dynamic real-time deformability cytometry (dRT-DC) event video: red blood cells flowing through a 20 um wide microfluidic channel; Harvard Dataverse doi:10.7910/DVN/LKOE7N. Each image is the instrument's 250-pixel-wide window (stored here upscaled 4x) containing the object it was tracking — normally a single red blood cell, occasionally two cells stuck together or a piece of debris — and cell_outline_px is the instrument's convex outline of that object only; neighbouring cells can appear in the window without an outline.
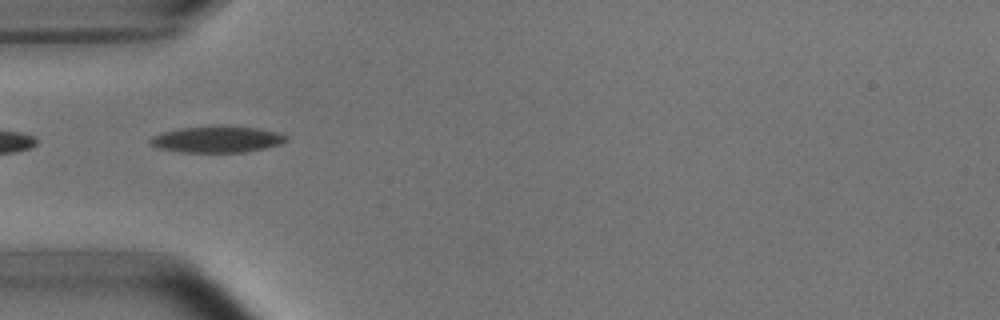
{"species": "common noctule bat (a hibernating species)", "species_latin": "Nyctalus noctula", "temperature_condition": "room temperature", "stored_images_in_passage": 8, "camera_frame_rate_fps": 3000, "um_per_image_px": 0.085, "animal": {"sex": "male", "body_mass_g": 15.6}, "frame": {"image": 1, "passage_image": 3, "time_ms": 2.333, "image_size_px": [1000, 320], "cell_outline_px": [[288, 140], [280, 144], [268, 148], [244, 152], [180, 152], [156, 148], [148, 144], [148, 140], [152, 136], [160, 132], [180, 128], [212, 124], [260, 128], [276, 132], [288, 136]], "centroid_in_image_um": [18.41, 11.82], "position_along_channel_um": 66.6, "area_um2": 21.62}}
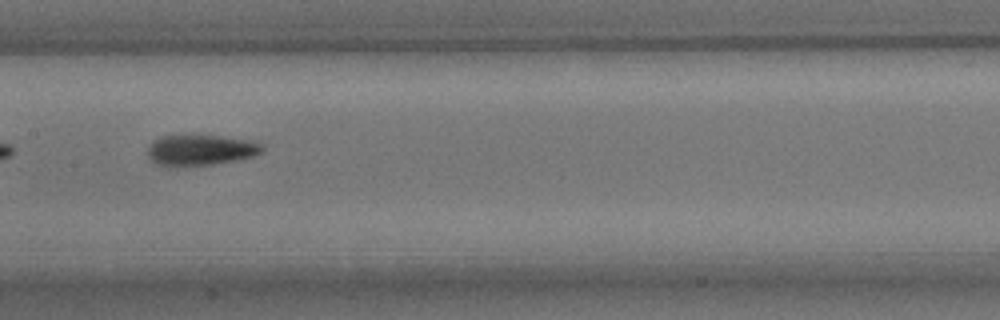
{"frame": {"image": 2, "passage_image": 6, "time_ms": 5.667, "image_size_px": [1000, 320], "cell_outline_px": [[264, 148], [260, 152], [252, 156], [212, 164], [156, 164], [148, 156], [148, 148], [152, 140], [160, 136], [220, 136], [256, 140], [264, 144]], "centroid_in_image_um": [17.1, 12.71], "position_along_channel_um": 190.3, "area_um2": 19.88}}
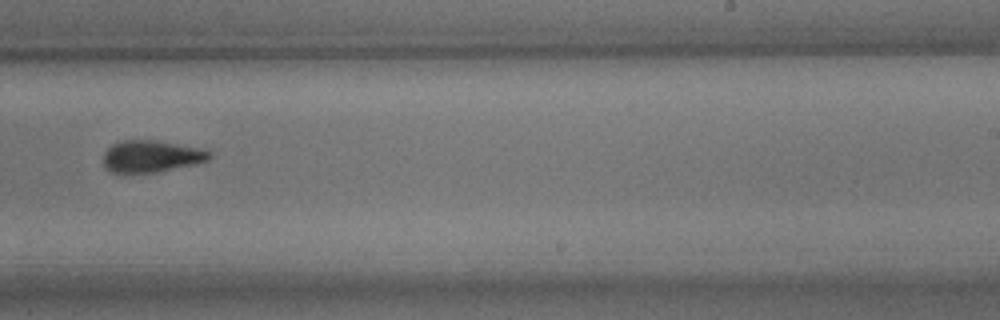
{"frame": {"image": 3, "passage_image": 8, "time_ms": 8.0, "image_size_px": [1000, 320], "cell_outline_px": [[212, 156], [208, 160], [196, 164], [156, 172], [112, 172], [104, 164], [104, 152], [112, 144], [120, 140], [152, 140], [196, 148], [212, 152]], "centroid_in_image_um": [12.85, 13.28], "position_along_channel_um": 276.1, "area_um2": 19.31}}